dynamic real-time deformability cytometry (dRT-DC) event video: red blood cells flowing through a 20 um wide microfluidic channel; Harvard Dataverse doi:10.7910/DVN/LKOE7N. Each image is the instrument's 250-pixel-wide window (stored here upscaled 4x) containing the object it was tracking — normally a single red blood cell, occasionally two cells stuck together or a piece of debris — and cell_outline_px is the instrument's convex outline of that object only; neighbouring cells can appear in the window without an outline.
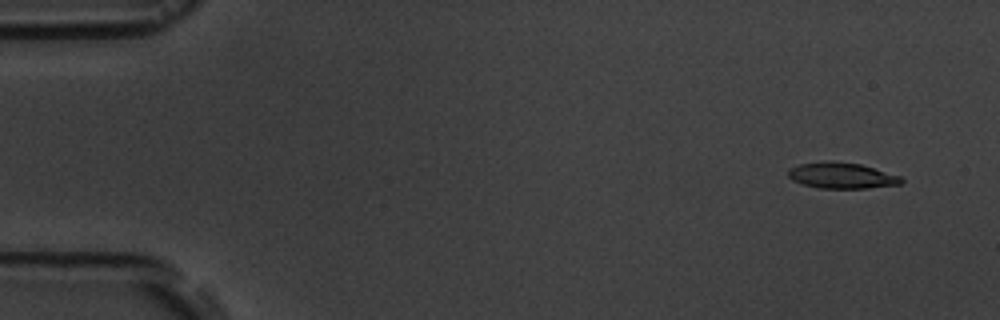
{"species": "common noctule bat (a hibernating species)", "species_latin": "Nyctalus noctula", "temperature_condition": "room temperature", "stored_images_in_passage": 17, "camera_frame_rate_fps": 3000, "um_per_image_px": 0.085, "animal": {"sex": "male", "body_mass_g": 19.5, "forearm_length_mm": 54.6}, "frame": {"image": 1, "passage_image": 2, "time_ms": 1.0, "image_size_px": [1000, 320], "cell_outline_px": [[904, 180], [900, 184], [868, 188], [820, 188], [804, 184], [792, 180], [788, 176], [788, 168], [800, 164], [824, 160], [832, 160], [860, 164], [900, 176]], "centroid_in_image_um": [71.51, 14.9], "position_along_channel_um": 13.5, "area_um2": 17.11}}
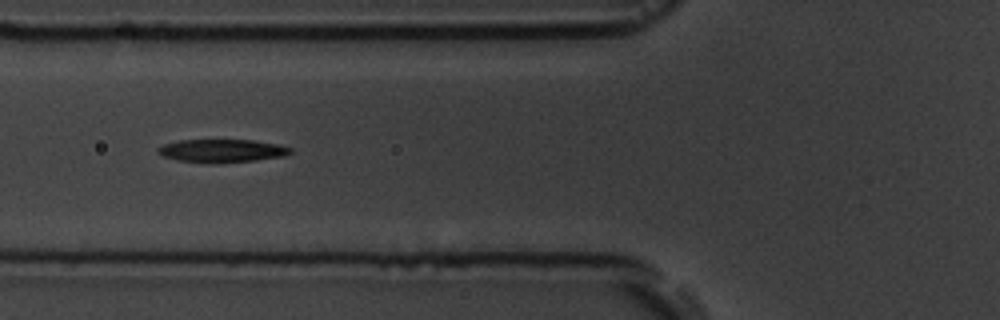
{"frame": {"image": 2, "passage_image": 7, "time_ms": 6.667, "image_size_px": [1000, 320], "cell_outline_px": [[292, 152], [284, 156], [256, 160], [212, 164], [208, 164], [176, 160], [164, 156], [156, 152], [156, 148], [164, 144], [180, 140], [256, 140], [280, 144], [292, 148]], "centroid_in_image_um": [18.87, 12.82], "position_along_channel_um": 106.9, "area_um2": 18.15}}
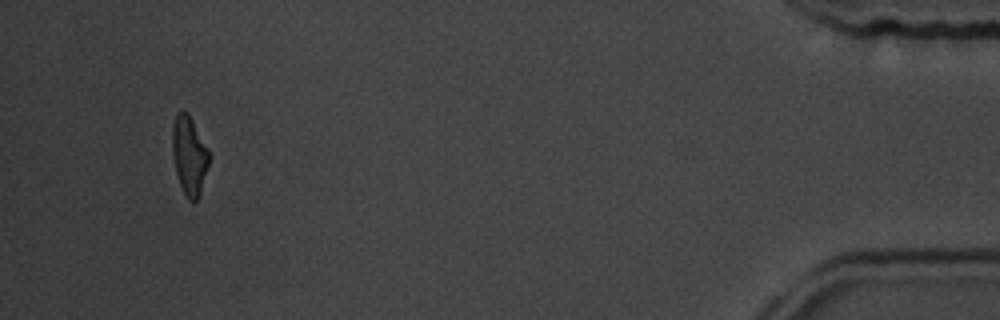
{"frame": {"image": 3, "passage_image": 16, "time_ms": 17.0, "image_size_px": [1000, 320], "cell_outline_px": [[208, 164], [200, 192], [196, 200], [188, 200], [180, 184], [176, 172], [172, 152], [172, 124], [176, 112], [180, 108], [188, 112], [208, 148]], "centroid_in_image_um": [16.05, 13.12], "position_along_channel_um": 419.1, "area_um2": 16.7}, "authors_computed_cell_mechanics": {"area_um2": 17.8024, "velocity_mm_per_s": 3.7517, "shape_relaxation_time_tau1_ms": 3.3438, "shape_relaxation_time_tau2_ms": 4.0216, "deformation_change_tau1": 0.1457, "deformation_change_tau2": 0.1143}}